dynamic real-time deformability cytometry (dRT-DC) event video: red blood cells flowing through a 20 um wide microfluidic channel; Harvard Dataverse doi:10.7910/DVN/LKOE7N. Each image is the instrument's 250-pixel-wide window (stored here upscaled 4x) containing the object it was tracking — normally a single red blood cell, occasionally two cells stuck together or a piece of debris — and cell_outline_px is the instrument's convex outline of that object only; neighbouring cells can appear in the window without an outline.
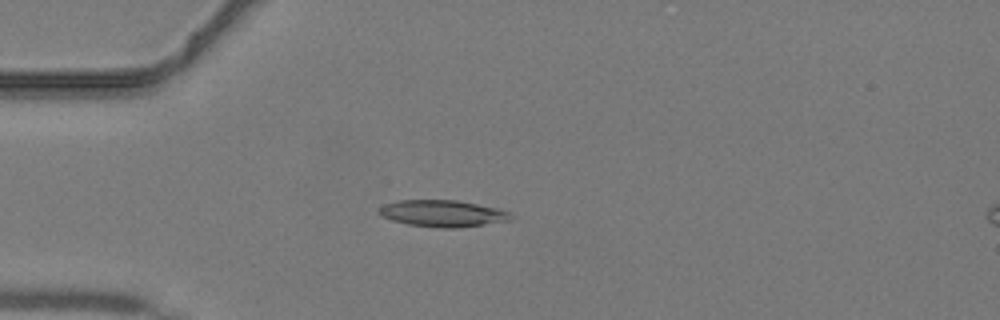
{"species": "common noctule bat (a hibernating species)", "species_latin": "Nyctalus noctula", "temperature_condition": "warm", "stored_images_in_passage": 29, "camera_frame_rate_fps": 3000, "um_per_image_px": 0.085, "animal": {"sex": "male", "body_mass_g": 19.2, "forearm_length_mm": 51.8}, "frame": {"image": 1, "passage_image": 4, "time_ms": 1.0, "image_size_px": [1000, 320], "cell_outline_px": [[512, 220], [456, 228], [436, 228], [408, 224], [392, 220], [384, 216], [380, 212], [380, 208], [384, 204], [400, 200], [456, 200], [496, 208], [508, 212], [512, 216]], "centroid_in_image_um": [37.63, 18.15], "position_along_channel_um": 47.4, "area_um2": 20.17}}
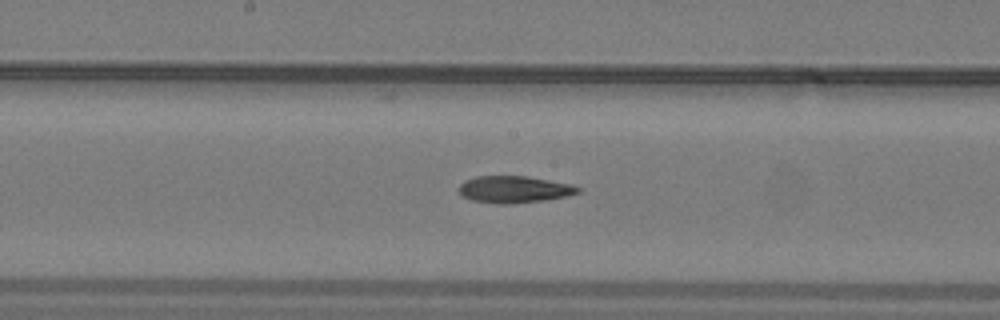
{"frame": {"image": 2, "passage_image": 15, "time_ms": 4.667, "image_size_px": [1000, 320], "cell_outline_px": [[584, 188], [580, 192], [568, 196], [544, 200], [512, 204], [496, 204], [472, 200], [464, 196], [460, 192], [460, 184], [464, 180], [476, 176], [528, 176], [572, 184]], "centroid_in_image_um": [43.76, 16.09], "position_along_channel_um": 204.4, "area_um2": 18.84}}
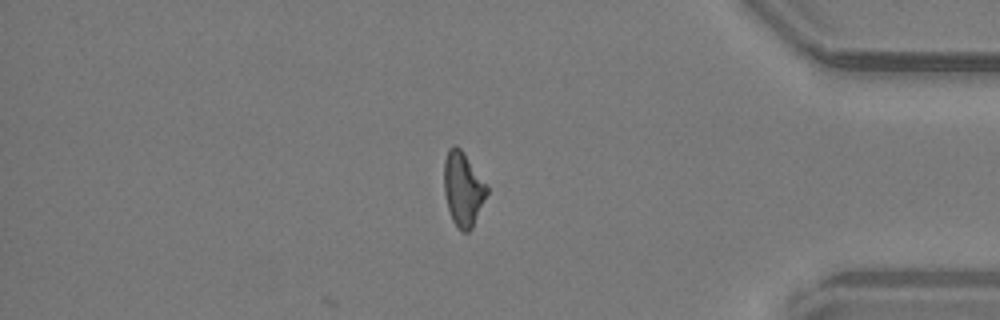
{"frame": {"image": 3, "passage_image": 29, "time_ms": 9.333, "image_size_px": [1000, 320], "cell_outline_px": [[488, 192], [472, 228], [468, 232], [460, 232], [456, 228], [452, 220], [448, 208], [444, 192], [444, 160], [448, 148], [452, 144], [456, 144], [464, 152], [488, 184]], "centroid_in_image_um": [39.36, 16.04], "position_along_channel_um": 395.8, "area_um2": 18.9}}